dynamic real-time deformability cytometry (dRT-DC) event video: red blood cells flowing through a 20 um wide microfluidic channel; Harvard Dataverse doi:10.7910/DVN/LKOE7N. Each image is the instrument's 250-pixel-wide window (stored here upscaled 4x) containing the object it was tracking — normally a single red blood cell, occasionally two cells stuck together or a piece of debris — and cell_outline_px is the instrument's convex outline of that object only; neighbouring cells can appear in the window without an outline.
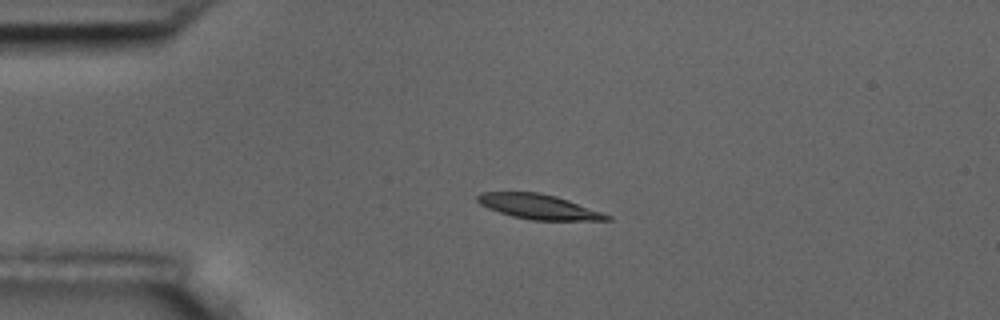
{"species": "common noctule bat (a hibernating species)", "species_latin": "Nyctalus noctula", "temperature_condition": "room temperature", "stored_images_in_passage": 4, "camera_frame_rate_fps": 3000, "um_per_image_px": 0.085, "animal": {"sex": "male", "body_mass_g": 17.5, "forearm_length_mm": 52.3}, "frame": {"image": 1, "passage_image": 3, "time_ms": 3.333, "image_size_px": [1000, 320], "cell_outline_px": [[612, 220], [532, 220], [512, 216], [488, 208], [480, 204], [476, 200], [476, 196], [480, 192], [540, 192], [556, 196], [568, 200], [612, 216]], "centroid_in_image_um": [45.76, 17.56], "position_along_channel_um": 39.2, "area_um2": 18.61}}